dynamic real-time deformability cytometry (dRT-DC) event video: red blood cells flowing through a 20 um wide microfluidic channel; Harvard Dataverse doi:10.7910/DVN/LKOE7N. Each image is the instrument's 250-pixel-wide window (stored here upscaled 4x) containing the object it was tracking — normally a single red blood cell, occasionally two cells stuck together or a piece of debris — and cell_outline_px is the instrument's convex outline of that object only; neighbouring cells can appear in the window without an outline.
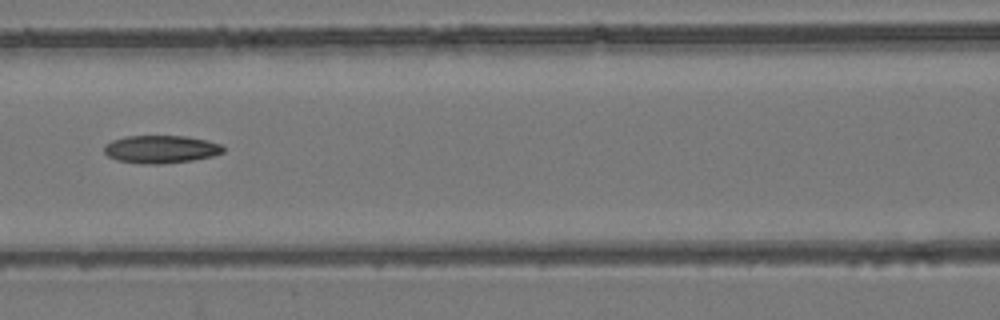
{"species": "common noctule bat (a hibernating species)", "species_latin": "Nyctalus noctula", "temperature_condition": "room temperature", "stored_images_in_passage": 8, "camera_frame_rate_fps": 3000, "um_per_image_px": 0.085, "animal": {"sex": "female", "body_mass_g": 24.6, "forearm_length_mm": 56.2}, "frame": {"image": 1, "passage_image": 8, "time_ms": 2.333, "image_size_px": [1000, 320], "cell_outline_px": [[224, 152], [212, 156], [192, 160], [160, 164], [144, 164], [116, 160], [108, 156], [104, 152], [104, 144], [112, 140], [124, 136], [184, 136], [208, 140], [220, 144], [224, 148]], "centroid_in_image_um": [13.65, 12.68], "position_along_channel_um": 153.0, "area_um2": 19.36}}